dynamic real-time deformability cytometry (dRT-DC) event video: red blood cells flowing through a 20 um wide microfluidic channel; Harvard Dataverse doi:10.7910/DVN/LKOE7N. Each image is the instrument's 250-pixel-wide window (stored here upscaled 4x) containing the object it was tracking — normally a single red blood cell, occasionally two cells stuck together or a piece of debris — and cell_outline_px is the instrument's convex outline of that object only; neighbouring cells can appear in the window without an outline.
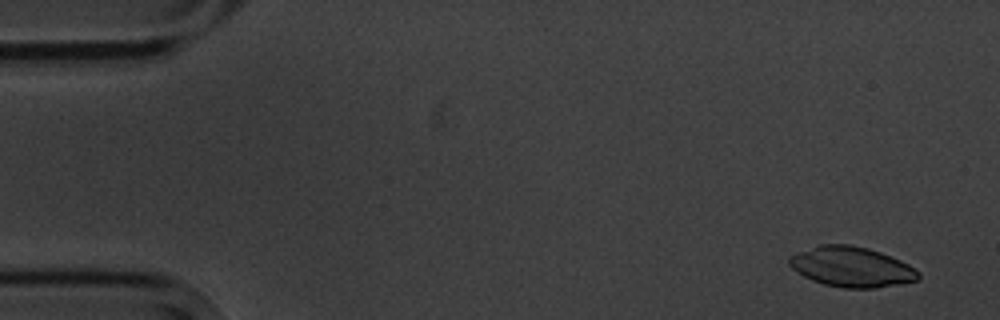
{"species": "common noctule bat (a hibernating species)", "species_latin": "Nyctalus noctula", "temperature_condition": "cold", "stored_images_in_passage": 9, "camera_frame_rate_fps": 3000, "um_per_image_px": 0.085, "animal": {"sex": "male", "body_mass_g": 20.1, "forearm_length_mm": 53.5}, "frame": {"image": 1, "passage_image": 1, "time_ms": 0.0, "image_size_px": [1000, 320], "cell_outline_px": [[920, 276], [916, 280], [900, 284], [876, 288], [844, 288], [824, 284], [812, 280], [796, 272], [788, 264], [788, 256], [820, 244], [852, 244], [868, 248], [880, 252], [900, 260], [908, 264], [920, 272]], "centroid_in_image_um": [72.37, 22.68], "position_along_channel_um": 12.6, "area_um2": 30.29}}